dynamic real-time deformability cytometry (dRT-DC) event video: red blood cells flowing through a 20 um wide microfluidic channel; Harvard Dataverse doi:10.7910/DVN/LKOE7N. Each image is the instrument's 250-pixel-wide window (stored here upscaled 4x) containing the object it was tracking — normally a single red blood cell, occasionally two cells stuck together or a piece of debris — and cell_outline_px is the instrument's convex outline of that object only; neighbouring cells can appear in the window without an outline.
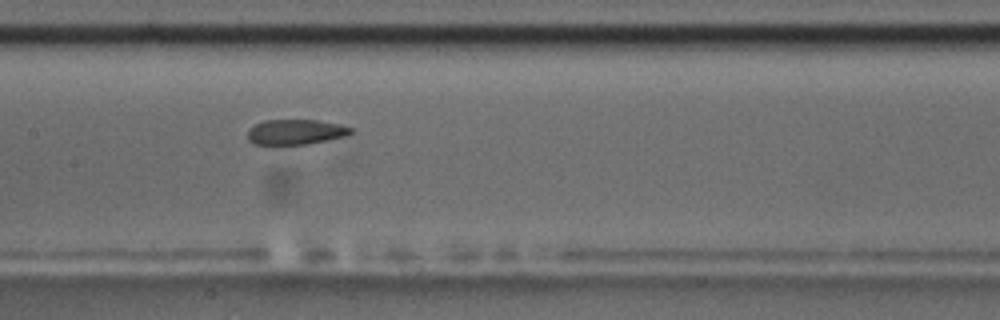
{"species": "common noctule bat (a hibernating species)", "species_latin": "Nyctalus noctula", "temperature_condition": "room temperature", "stored_images_in_passage": 12, "camera_frame_rate_fps": 3000, "um_per_image_px": 0.085, "animal": {"sex": "male", "body_mass_g": 17.5, "forearm_length_mm": 52.3}, "frame": {"image": 1, "passage_image": 11, "time_ms": 12.667, "image_size_px": [1000, 320], "cell_outline_px": [[352, 132], [348, 136], [308, 144], [252, 144], [248, 140], [248, 128], [264, 120], [316, 120], [340, 124], [352, 128]], "centroid_in_image_um": [25.13, 11.22], "position_along_channel_um": 182.3, "area_um2": 15.2}}